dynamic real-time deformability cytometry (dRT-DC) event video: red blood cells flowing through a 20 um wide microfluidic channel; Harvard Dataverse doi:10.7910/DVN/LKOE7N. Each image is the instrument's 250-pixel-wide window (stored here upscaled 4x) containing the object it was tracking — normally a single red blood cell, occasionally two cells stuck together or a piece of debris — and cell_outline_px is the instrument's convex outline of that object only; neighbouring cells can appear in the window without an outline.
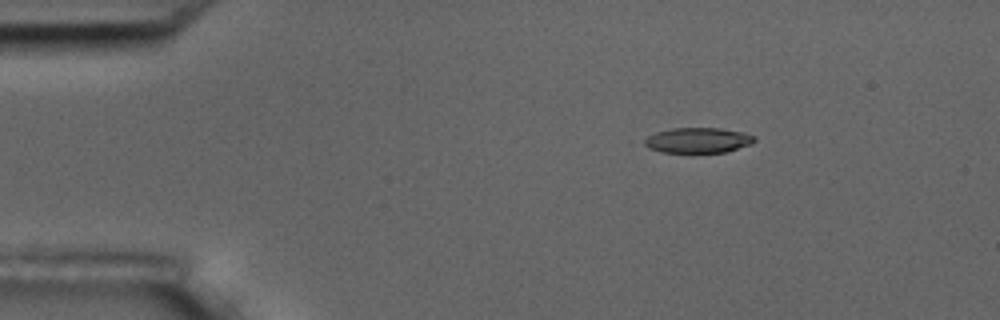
{"species": "common noctule bat (a hibernating species)", "species_latin": "Nyctalus noctula", "temperature_condition": "room temperature", "stored_images_in_passage": 15, "camera_frame_rate_fps": 3000, "um_per_image_px": 0.085, "animal": {"sex": "male", "body_mass_g": 17.5, "forearm_length_mm": 52.3}, "frame": {"image": 1, "passage_image": 3, "time_ms": 2.333, "image_size_px": [1000, 320], "cell_outline_px": [[756, 140], [752, 144], [728, 152], [692, 156], [660, 152], [648, 148], [640, 144], [648, 136], [656, 132], [672, 128], [720, 128], [744, 132], [756, 136]], "centroid_in_image_um": [59.31, 11.99], "position_along_channel_um": 25.7, "area_um2": 17.46}}
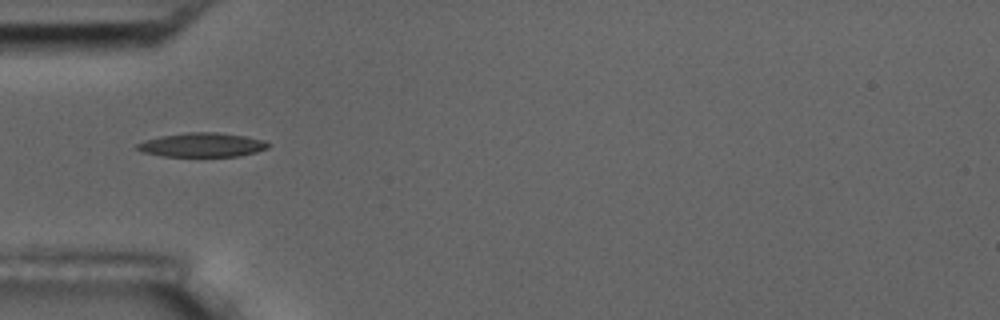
{"frame": {"image": 2, "passage_image": 5, "time_ms": 5.333, "image_size_px": [1000, 320], "cell_outline_px": [[272, 144], [268, 148], [256, 152], [240, 156], [160, 156], [144, 152], [136, 148], [136, 144], [144, 140], [160, 136], [188, 132], [216, 132], [244, 136], [264, 140]], "centroid_in_image_um": [17.2, 12.31], "position_along_channel_um": 67.8, "area_um2": 18.44}}
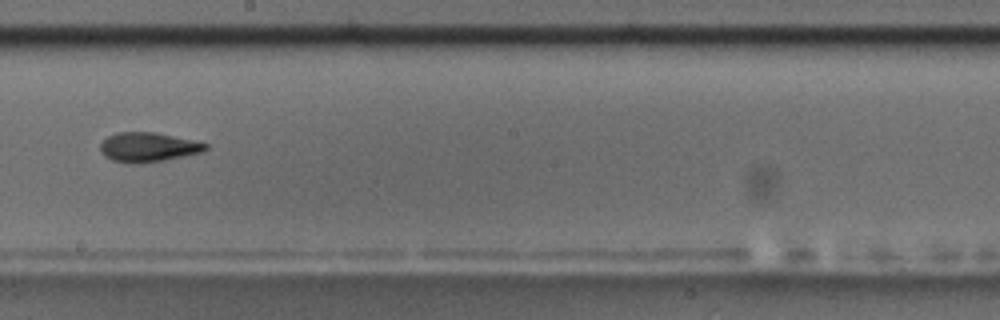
{"frame": {"image": 3, "passage_image": 9, "time_ms": 10.0, "image_size_px": [1000, 320], "cell_outline_px": [[208, 148], [200, 152], [184, 156], [164, 160], [112, 160], [104, 156], [100, 152], [100, 144], [108, 136], [116, 132], [152, 132], [192, 140], [208, 144]], "centroid_in_image_um": [12.58, 12.46], "position_along_channel_um": 235.6, "area_um2": 17.11}, "authors_computed_cell_mechanics": {"area_um2": 17.6868, "velocity_mm_per_s": 3.6002, "shape_relaxation_time_tau1_ms": null, "shape_relaxation_time_tau2_ms": 2.6889, "deformation_change_tau1": null, "deformation_change_tau2": 0.1055}}